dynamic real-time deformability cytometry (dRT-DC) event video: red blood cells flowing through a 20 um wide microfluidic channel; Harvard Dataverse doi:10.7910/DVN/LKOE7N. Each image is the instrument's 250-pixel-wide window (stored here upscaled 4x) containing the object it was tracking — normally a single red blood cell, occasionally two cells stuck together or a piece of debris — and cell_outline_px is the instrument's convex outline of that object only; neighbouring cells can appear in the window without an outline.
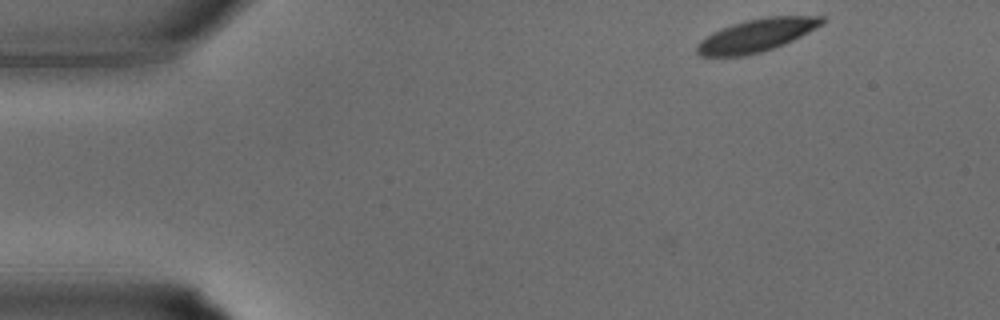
{"species": "common noctule bat (a hibernating species)", "species_latin": "Nyctalus noctula", "temperature_condition": "warm", "stored_images_in_passage": 28, "camera_frame_rate_fps": 3000, "um_per_image_px": 0.085, "animal": {"sex": "male", "body_mass_g": 15.6}, "frame": {"image": 1, "passage_image": 1, "time_ms": 0.0, "image_size_px": [1000, 320], "cell_outline_px": [[824, 24], [784, 44], [760, 52], [744, 56], [700, 56], [696, 52], [696, 44], [700, 40], [712, 32], [720, 28], [732, 24], [748, 20], [768, 16], [824, 16]], "centroid_in_image_um": [64.28, 3.0], "position_along_channel_um": 20.7, "area_um2": 23.81}}
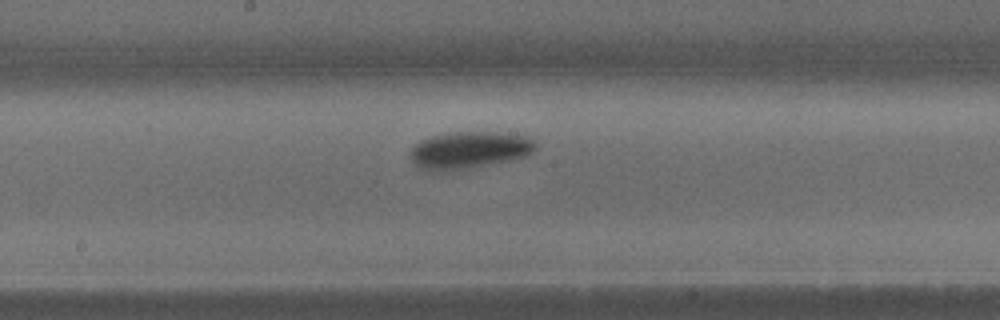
{"frame": {"image": 2, "passage_image": 15, "time_ms": 4.667, "image_size_px": [1000, 320], "cell_outline_px": [[536, 148], [528, 156], [512, 160], [468, 168], [444, 172], [428, 172], [420, 168], [412, 160], [412, 148], [420, 140], [444, 132], [496, 132], [528, 136], [536, 140]], "centroid_in_image_um": [39.91, 12.76], "position_along_channel_um": 208.3, "area_um2": 27.4}}
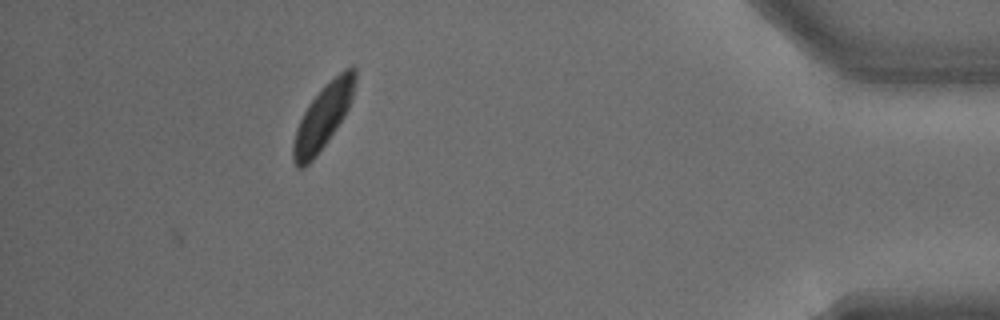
{"frame": {"image": 3, "passage_image": 28, "time_ms": 9.0, "image_size_px": [1000, 320], "cell_outline_px": [[356, 80], [352, 100], [344, 116], [316, 156], [304, 168], [296, 168], [292, 160], [292, 144], [296, 128], [308, 104], [344, 68], [352, 64], [356, 68]], "centroid_in_image_um": [27.45, 9.94], "position_along_channel_um": 407.7, "area_um2": 22.77}}